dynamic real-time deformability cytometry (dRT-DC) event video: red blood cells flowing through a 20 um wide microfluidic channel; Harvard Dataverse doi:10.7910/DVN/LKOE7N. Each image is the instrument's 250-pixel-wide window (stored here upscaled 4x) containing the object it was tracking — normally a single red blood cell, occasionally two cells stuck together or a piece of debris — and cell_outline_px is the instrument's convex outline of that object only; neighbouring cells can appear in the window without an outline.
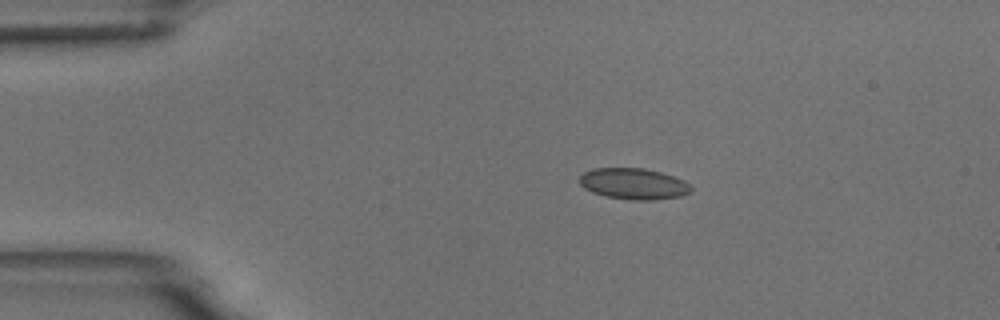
{"species": "common noctule bat (a hibernating species)", "species_latin": "Nyctalus noctula", "temperature_condition": "room temperature", "stored_images_in_passage": 14, "camera_frame_rate_fps": 3000, "um_per_image_px": 0.085, "animal": {"sex": "male", "body_mass_g": 18.8}, "frame": {"image": 1, "passage_image": 3, "time_ms": 2.333, "image_size_px": [1000, 320], "cell_outline_px": [[692, 192], [680, 196], [652, 200], [632, 200], [608, 196], [592, 192], [584, 188], [580, 184], [580, 176], [584, 172], [592, 168], [644, 168], [660, 172], [684, 180], [692, 188]], "centroid_in_image_um": [53.86, 15.62], "position_along_channel_um": 31.1, "area_um2": 20.11}}
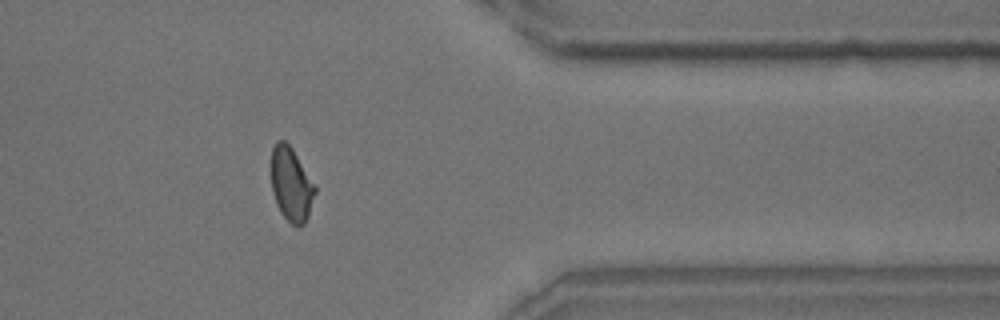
{"frame": {"image": 2, "passage_image": 12, "time_ms": 13.667, "image_size_px": [1000, 320], "cell_outline_px": [[316, 192], [308, 216], [304, 224], [296, 228], [280, 212], [272, 192], [272, 148], [276, 140], [284, 140], [292, 148], [316, 184]], "centroid_in_image_um": [24.78, 15.67], "position_along_channel_um": 386.6, "area_um2": 18.96}}
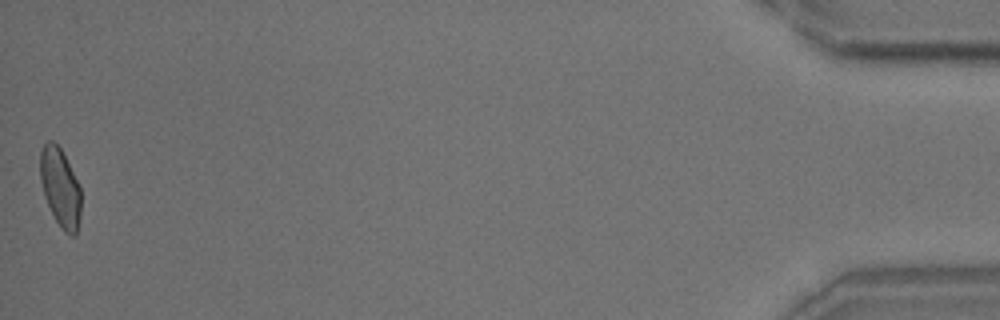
{"frame": {"image": 3, "passage_image": 14, "time_ms": 17.0, "image_size_px": [1000, 320], "cell_outline_px": [[80, 216], [76, 236], [72, 236], [64, 232], [56, 220], [44, 196], [40, 180], [40, 152], [44, 144], [48, 140], [52, 140], [60, 148], [80, 188]], "centroid_in_image_um": [5.11, 15.96], "position_along_channel_um": 430.1, "area_um2": 18.38}, "authors_computed_cell_mechanics": {"area_um2": 19.1607, "velocity_mm_per_s": 3.6877, "shape_relaxation_time_tau1_ms": 1.9554, "shape_relaxation_time_tau2_ms": null, "deformation_change_tau1": 0.0661, "deformation_change_tau2": null}}